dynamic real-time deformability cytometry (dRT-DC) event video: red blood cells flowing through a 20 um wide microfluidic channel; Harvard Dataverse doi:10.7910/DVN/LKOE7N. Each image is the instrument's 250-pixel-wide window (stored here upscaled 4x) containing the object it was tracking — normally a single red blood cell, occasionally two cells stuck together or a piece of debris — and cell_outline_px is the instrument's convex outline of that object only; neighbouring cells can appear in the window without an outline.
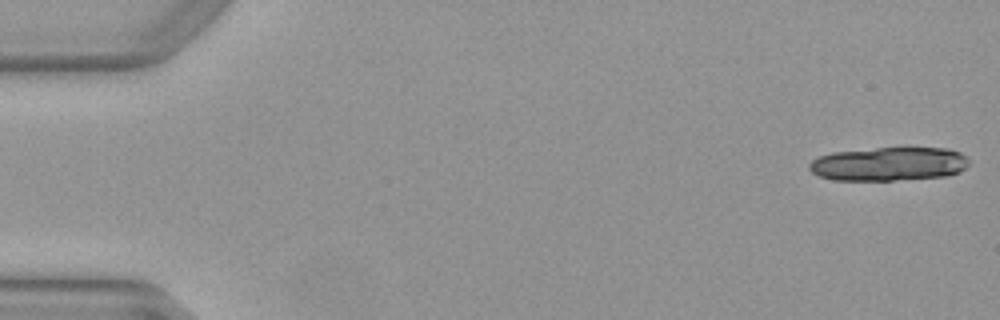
{"species": "Egyptian fruit bat (a non-hibernating species)", "species_latin": "Rousettus aegyptiacus", "temperature_condition": "warm", "stored_images_in_passage": 17, "camera_frame_rate_fps": 3000, "um_per_image_px": 0.085, "animal": {"sex": "female"}, "frame": {"image": 1, "passage_image": 1, "time_ms": 0.0, "image_size_px": [1000, 320], "cell_outline_px": [[968, 164], [960, 172], [944, 176], [892, 180], [832, 180], [820, 176], [812, 172], [808, 168], [808, 164], [812, 160], [820, 156], [832, 152], [876, 148], [948, 148], [960, 152], [968, 160]], "centroid_in_image_um": [75.53, 13.93], "position_along_channel_um": 9.5, "area_um2": 31.27}}